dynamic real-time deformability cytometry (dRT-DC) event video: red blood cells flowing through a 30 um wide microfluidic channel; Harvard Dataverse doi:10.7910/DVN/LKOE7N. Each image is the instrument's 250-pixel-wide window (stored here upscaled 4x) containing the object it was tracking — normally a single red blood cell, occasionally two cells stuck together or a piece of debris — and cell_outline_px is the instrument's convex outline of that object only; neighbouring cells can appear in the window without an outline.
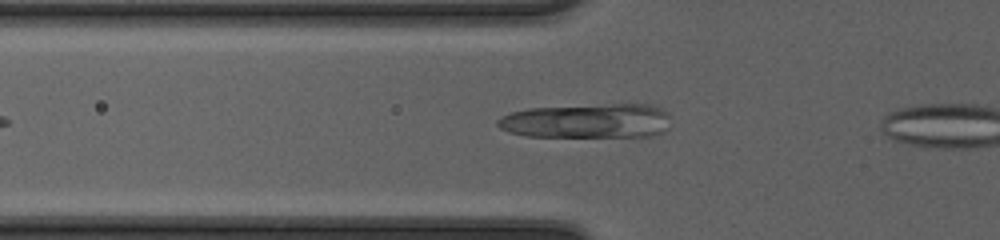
{"species": "common noctule bat (a hibernating species)", "species_latin": "Nyctalus noctula", "temperature_condition": "cold", "stored_images_in_passage": 32, "camera_frame_rate_fps": 3000, "um_per_image_px": 0.085, "animal": {"sex": "female", "body_mass_g": 20.0, "forearm_length_mm": 54.0}, "frame": {"image": 1, "passage_image": 6, "time_ms": 1.667, "image_size_px": [1000, 240], "cell_outline_px": [[664, 116], [660, 132], [648, 136], [524, 136], [508, 132], [500, 128], [496, 124], [496, 120], [512, 112], [528, 108], [616, 104], [648, 104], [660, 108], [664, 112]], "centroid_in_image_um": [49.74, 10.27], "position_along_channel_um": 76.1, "area_um2": 33.76}}
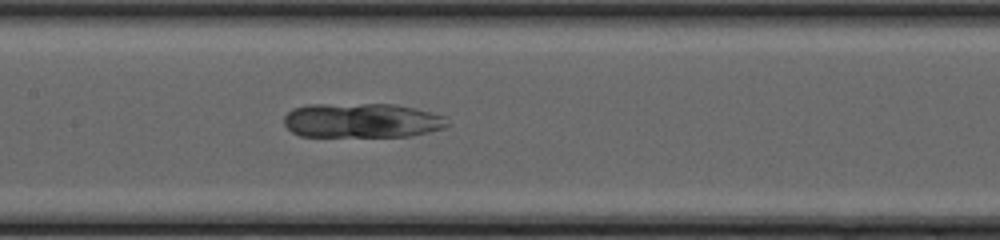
{"frame": {"image": 2, "passage_image": 13, "time_ms": 4.0, "image_size_px": [1000, 240], "cell_outline_px": [[448, 124], [440, 128], [408, 136], [300, 136], [292, 132], [284, 124], [284, 116], [292, 108], [308, 104], [396, 104], [444, 116]], "centroid_in_image_um": [30.66, 10.23], "position_along_channel_um": 176.7, "area_um2": 32.6}}
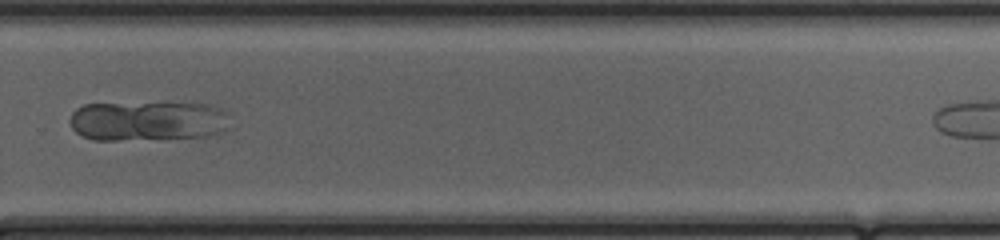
{"frame": {"image": 3, "passage_image": 23, "time_ms": 7.333, "image_size_px": [1000, 240], "cell_outline_px": [[224, 112], [216, 132], [200, 136], [116, 140], [92, 140], [76, 132], [72, 128], [72, 112], [76, 108], [84, 104], [192, 100], [208, 104], [220, 108]], "centroid_in_image_um": [12.41, 10.2], "position_along_channel_um": 317.4, "area_um2": 36.99}}